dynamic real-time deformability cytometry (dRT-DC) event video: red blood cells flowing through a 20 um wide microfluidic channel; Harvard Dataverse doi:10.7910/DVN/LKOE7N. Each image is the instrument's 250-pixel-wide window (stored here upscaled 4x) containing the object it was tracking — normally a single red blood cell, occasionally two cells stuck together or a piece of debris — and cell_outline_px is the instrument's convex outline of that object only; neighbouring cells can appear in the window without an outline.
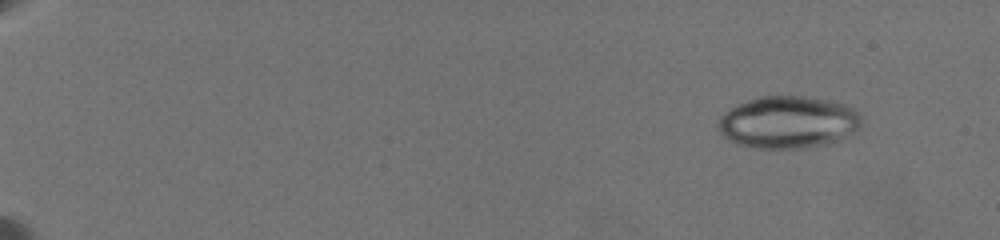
{"species": "common noctule bat (a hibernating species)", "species_latin": "Nyctalus noctula", "temperature_condition": "warm", "stored_images_in_passage": 55, "camera_frame_rate_fps": 3000, "um_per_image_px": 0.085, "animal": {"sex": "female", "body_mass_g": 19.5, "forearm_length_mm": 54.1}, "frame": {"image": 1, "passage_image": 8, "time_ms": 2.0, "image_size_px": [1000, 240], "cell_outline_px": [[860, 124], [844, 140], [828, 144], [804, 148], [756, 148], [736, 144], [728, 140], [720, 132], [716, 124], [720, 116], [724, 112], [736, 104], [760, 96], [808, 96], [828, 100], [844, 104], [852, 108], [860, 116]], "centroid_in_image_um": [66.95, 10.39], "position_along_channel_um": 18.0, "area_um2": 43.87}}
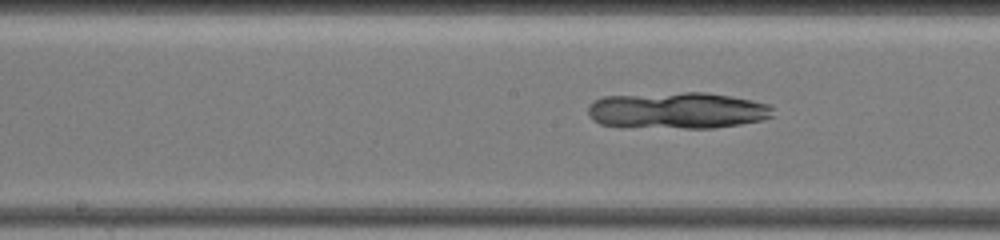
{"frame": {"image": 2, "passage_image": 31, "time_ms": 12.0, "image_size_px": [1000, 240], "cell_outline_px": [[772, 116], [764, 120], [740, 124], [712, 128], [620, 128], [600, 124], [592, 120], [588, 116], [588, 108], [592, 100], [604, 96], [684, 92], [704, 92], [732, 96], [752, 100], [768, 104], [772, 108]], "centroid_in_image_um": [57.5, 9.41], "position_along_channel_um": 190.7, "area_um2": 40.06}}
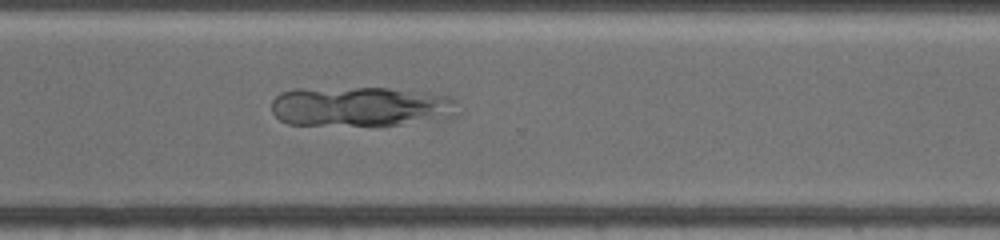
{"frame": {"image": 3, "passage_image": 41, "time_ms": 16.333, "image_size_px": [1000, 240], "cell_outline_px": [[452, 100], [444, 112], [400, 124], [288, 124], [280, 120], [272, 112], [272, 100], [280, 92], [296, 88], [388, 88], [428, 92], [448, 96]], "centroid_in_image_um": [30.28, 8.99], "position_along_channel_um": 340.3, "area_um2": 40.86}}